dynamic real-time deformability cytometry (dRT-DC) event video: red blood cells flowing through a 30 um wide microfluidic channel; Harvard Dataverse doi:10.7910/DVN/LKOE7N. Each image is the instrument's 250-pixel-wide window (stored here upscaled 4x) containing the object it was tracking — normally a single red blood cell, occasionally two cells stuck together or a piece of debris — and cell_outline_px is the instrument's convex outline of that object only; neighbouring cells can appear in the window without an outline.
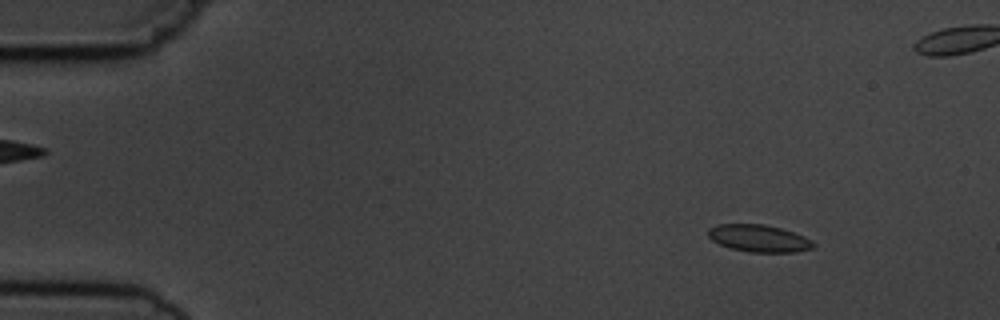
{"species": "common noctule bat (a hibernating species)", "species_latin": "Nyctalus noctula", "temperature_condition": "cold", "stored_images_in_passage": 5, "camera_frame_rate_fps": 3000, "um_per_image_px": 0.085, "animal": {"sex": "male", "body_mass_g": 19.5, "forearm_length_mm": 54.6}, "frame": {"image": 1, "passage_image": 1, "time_ms": 0.0, "image_size_px": [1000, 320], "cell_outline_px": [[816, 244], [812, 248], [792, 252], [748, 252], [732, 248], [720, 244], [712, 240], [708, 236], [708, 228], [716, 224], [764, 224], [780, 228], [804, 236], [812, 240]], "centroid_in_image_um": [64.49, 20.25], "position_along_channel_um": 20.5, "area_um2": 16.59}}
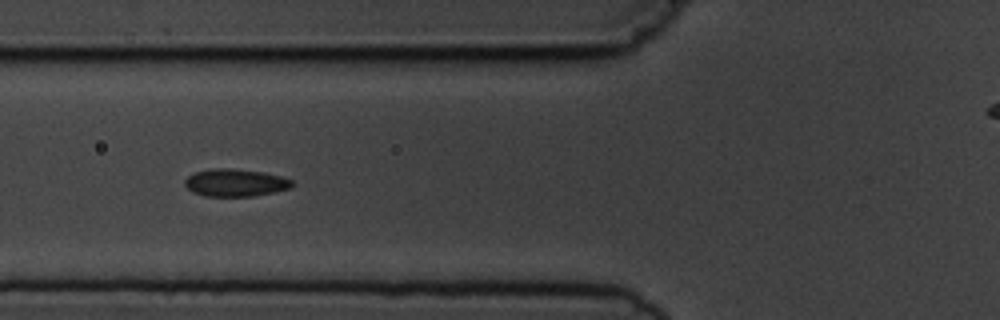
{"frame": {"image": 2, "passage_image": 5, "time_ms": 4.667, "image_size_px": [1000, 320], "cell_outline_px": [[296, 184], [292, 188], [276, 192], [252, 196], [204, 196], [192, 192], [184, 184], [184, 180], [188, 176], [196, 172], [212, 168], [228, 168], [264, 172], [280, 176], [292, 180]], "centroid_in_image_um": [20.04, 15.53], "position_along_channel_um": 105.8, "area_um2": 17.34}}